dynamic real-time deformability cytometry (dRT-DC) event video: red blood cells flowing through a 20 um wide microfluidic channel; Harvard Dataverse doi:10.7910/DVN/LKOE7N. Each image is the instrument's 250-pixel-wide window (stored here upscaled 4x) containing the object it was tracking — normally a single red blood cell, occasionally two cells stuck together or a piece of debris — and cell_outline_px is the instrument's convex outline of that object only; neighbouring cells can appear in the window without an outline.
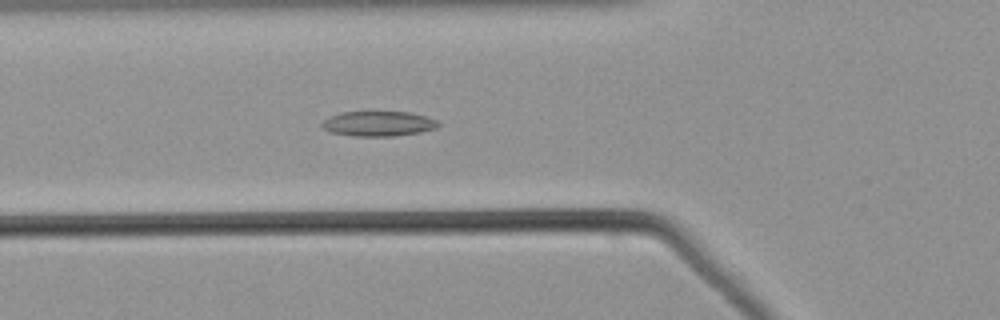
{"species": "common noctule bat (a hibernating species)", "species_latin": "Nyctalus noctula", "temperature_condition": "warm", "stored_images_in_passage": 42, "camera_frame_rate_fps": 3000, "um_per_image_px": 0.085, "animal": {"sex": "male", "body_mass_g": 21.5, "forearm_length_mm": 52.0}, "frame": {"image": 1, "passage_image": 8, "time_ms": 2.333, "image_size_px": [1000, 320], "cell_outline_px": [[440, 124], [436, 128], [420, 132], [392, 136], [352, 136], [328, 132], [320, 124], [328, 116], [344, 112], [372, 108], [408, 112], [428, 116], [440, 120]], "centroid_in_image_um": [32.16, 10.45], "position_along_channel_um": 93.6, "area_um2": 18.03}}
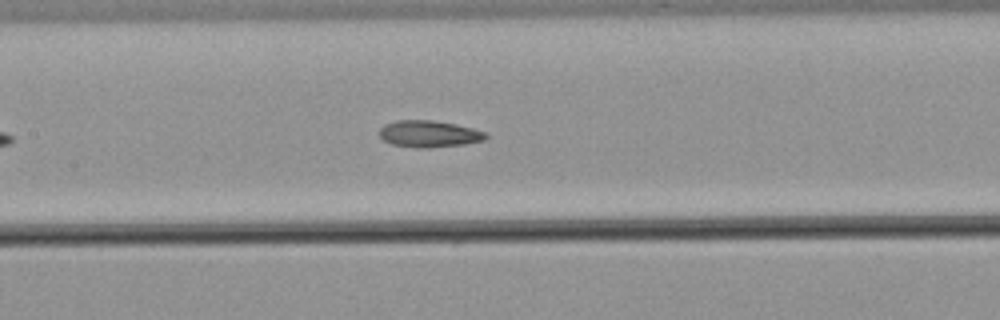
{"frame": {"image": 2, "passage_image": 14, "time_ms": 4.333, "image_size_px": [1000, 320], "cell_outline_px": [[488, 136], [484, 140], [464, 144], [428, 148], [416, 148], [392, 144], [384, 140], [380, 136], [380, 128], [384, 124], [396, 120], [432, 120], [456, 124], [488, 132]], "centroid_in_image_um": [36.48, 11.37], "position_along_channel_um": 170.9, "area_um2": 16.65}}
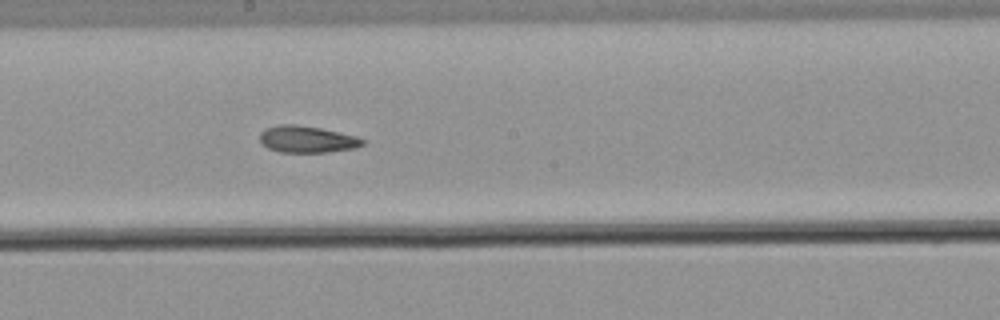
{"frame": {"image": 3, "passage_image": 18, "time_ms": 5.667, "image_size_px": [1000, 320], "cell_outline_px": [[364, 144], [356, 148], [324, 152], [280, 152], [268, 148], [260, 144], [260, 132], [264, 128], [276, 124], [296, 124], [320, 128], [356, 136], [364, 140]], "centroid_in_image_um": [26.04, 11.83], "position_along_channel_um": 222.2, "area_um2": 16.13}}